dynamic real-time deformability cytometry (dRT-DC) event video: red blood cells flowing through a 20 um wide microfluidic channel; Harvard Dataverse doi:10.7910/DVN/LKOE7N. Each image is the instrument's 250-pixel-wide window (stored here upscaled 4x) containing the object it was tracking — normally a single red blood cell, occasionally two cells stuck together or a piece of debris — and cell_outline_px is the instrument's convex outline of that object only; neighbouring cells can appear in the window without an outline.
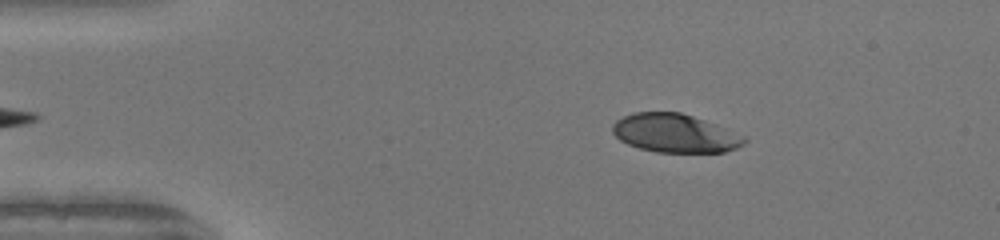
{"species": "human", "species_latin": "Homo sapiens", "temperature_condition": "warm", "stored_images_in_passage": 45, "camera_frame_rate_fps": 3000, "um_per_image_px": 0.085, "donor": {"sex": "female"}, "frame": {"image": 1, "passage_image": 4, "time_ms": 1.0, "image_size_px": [1000, 240], "cell_outline_px": [[748, 140], [744, 144], [736, 148], [724, 152], [656, 152], [640, 148], [628, 144], [620, 140], [612, 132], [612, 124], [616, 120], [632, 112], [680, 112], [716, 124], [744, 136]], "centroid_in_image_um": [57.36, 11.32], "position_along_channel_um": 27.6, "area_um2": 29.54}}
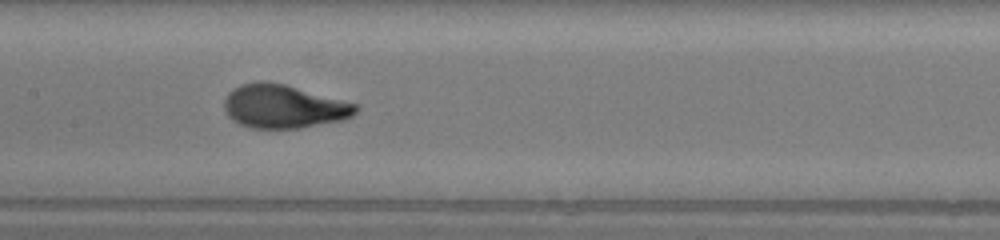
{"frame": {"image": 2, "passage_image": 20, "time_ms": 6.333, "image_size_px": [1000, 240], "cell_outline_px": [[360, 108], [352, 116], [344, 120], [300, 128], [248, 128], [232, 120], [228, 116], [224, 108], [224, 100], [228, 92], [232, 88], [240, 84], [256, 80], [260, 80], [284, 84], [356, 104]], "centroid_in_image_um": [24.07, 9.05], "position_along_channel_um": 183.3, "area_um2": 33.47}}
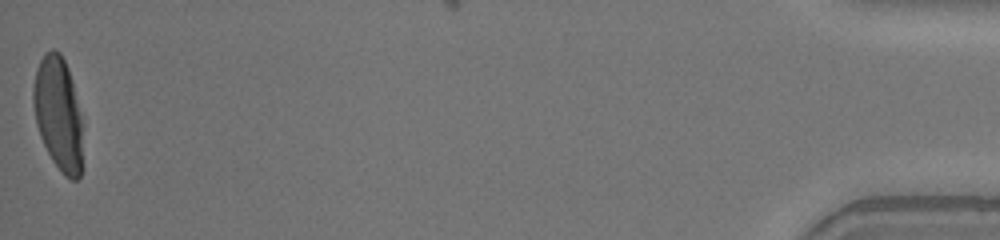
{"frame": {"image": 3, "passage_image": 45, "time_ms": 14.667, "image_size_px": [1000, 240], "cell_outline_px": [[80, 176], [76, 180], [72, 180], [64, 176], [52, 160], [40, 136], [36, 124], [32, 100], [32, 88], [36, 68], [44, 52], [52, 48], [60, 52], [68, 68], [72, 80], [80, 116]], "centroid_in_image_um": [4.9, 9.6], "position_along_channel_um": 430.3, "area_um2": 32.25}, "authors_computed_cell_mechanics": {"area_um2": 32.4258, "velocity_mm_per_s": 4.1892, "shape_relaxation_time_tau1_ms": 4.3629, "shape_relaxation_time_tau2_ms": null, "deformation_change_tau1": 0.2387, "deformation_change_tau2": null}}